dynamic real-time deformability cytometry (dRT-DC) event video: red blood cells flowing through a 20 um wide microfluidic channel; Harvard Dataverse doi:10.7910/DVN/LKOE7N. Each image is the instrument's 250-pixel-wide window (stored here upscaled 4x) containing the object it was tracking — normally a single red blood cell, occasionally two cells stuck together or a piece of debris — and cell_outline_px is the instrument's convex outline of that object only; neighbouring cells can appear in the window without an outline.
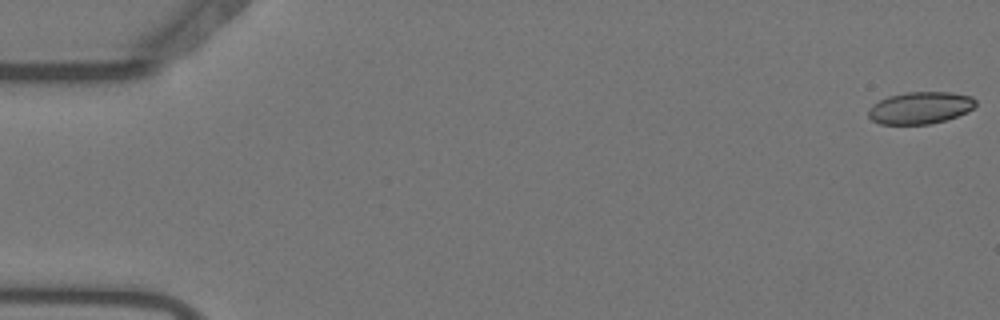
{"species": "Egyptian fruit bat (a non-hibernating species)", "species_latin": "Rousettus aegyptiacus", "temperature_condition": "warm", "stored_images_in_passage": 51, "camera_frame_rate_fps": 3000, "um_per_image_px": 0.085, "animal": {"sex": "female"}, "frame": {"image": 1, "passage_image": 1, "time_ms": 0.0, "image_size_px": [1000, 320], "cell_outline_px": [[976, 104], [968, 112], [944, 120], [928, 124], [880, 124], [872, 120], [868, 116], [868, 108], [872, 104], [888, 96], [908, 92], [952, 92], [972, 96], [976, 100]], "centroid_in_image_um": [78.21, 9.16], "position_along_channel_um": 6.8, "area_um2": 20.06}}
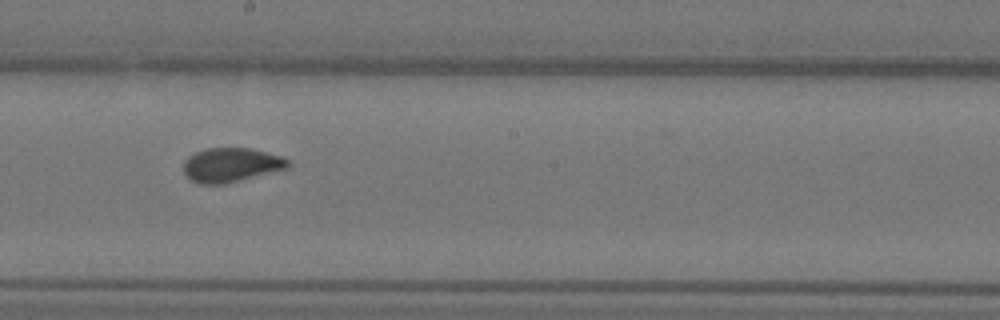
{"frame": {"image": 2, "passage_image": 31, "time_ms": 10.0, "image_size_px": [1000, 320], "cell_outline_px": [[288, 168], [224, 184], [200, 184], [192, 180], [184, 172], [184, 160], [188, 156], [204, 148], [252, 148], [280, 156], [288, 160]], "centroid_in_image_um": [19.62, 14.01], "position_along_channel_um": 228.6, "area_um2": 20.63}}
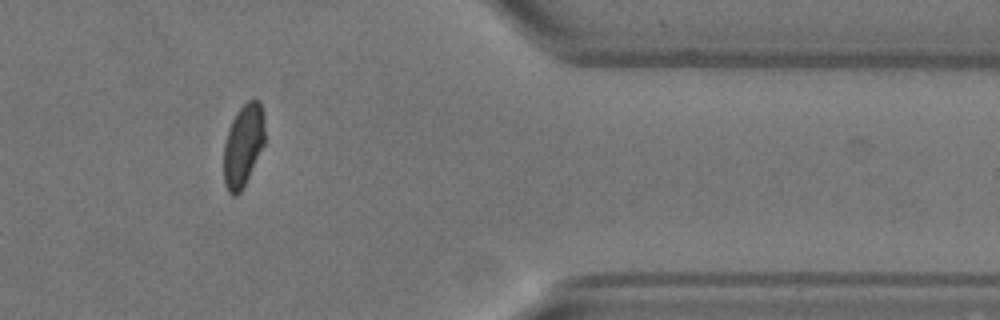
{"frame": {"image": 3, "passage_image": 46, "time_ms": 15.0, "image_size_px": [1000, 320], "cell_outline_px": [[264, 144], [240, 192], [236, 196], [232, 196], [228, 192], [224, 184], [224, 144], [228, 128], [236, 112], [248, 100], [256, 100], [260, 104], [264, 116]], "centroid_in_image_um": [20.65, 12.35], "position_along_channel_um": 390.8, "area_um2": 19.48}}